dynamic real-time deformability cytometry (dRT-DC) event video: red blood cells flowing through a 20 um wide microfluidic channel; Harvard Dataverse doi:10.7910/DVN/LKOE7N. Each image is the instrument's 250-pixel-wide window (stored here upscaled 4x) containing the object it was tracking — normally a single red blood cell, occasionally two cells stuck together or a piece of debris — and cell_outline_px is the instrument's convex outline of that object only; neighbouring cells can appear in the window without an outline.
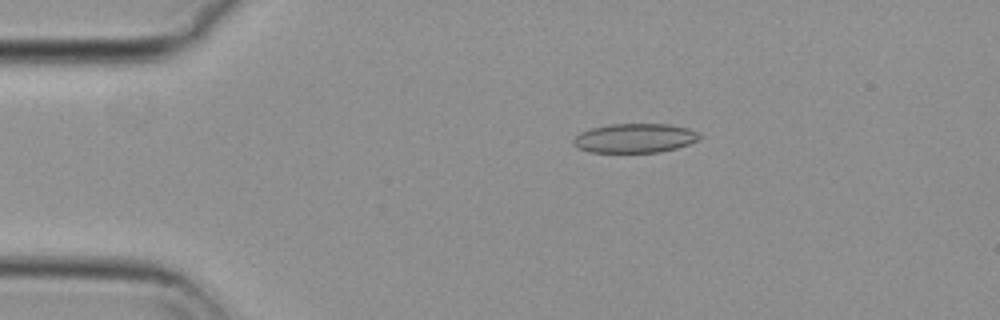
{"species": "common noctule bat (a hibernating species)", "species_latin": "Nyctalus noctula", "temperature_condition": "cold", "stored_images_in_passage": 54, "camera_frame_rate_fps": 3000, "um_per_image_px": 0.085, "animal": {"sex": "female", "body_mass_g": 29.2, "forearm_length_mm": 56.3}, "frame": {"image": 1, "passage_image": 9, "time_ms": 2.667, "image_size_px": [1000, 320], "cell_outline_px": [[700, 140], [676, 148], [660, 152], [588, 152], [576, 148], [572, 144], [572, 140], [580, 132], [592, 128], [608, 124], [668, 124], [688, 128], [696, 132], [700, 136]], "centroid_in_image_um": [53.92, 11.74], "position_along_channel_um": 31.1, "area_um2": 21.56}}
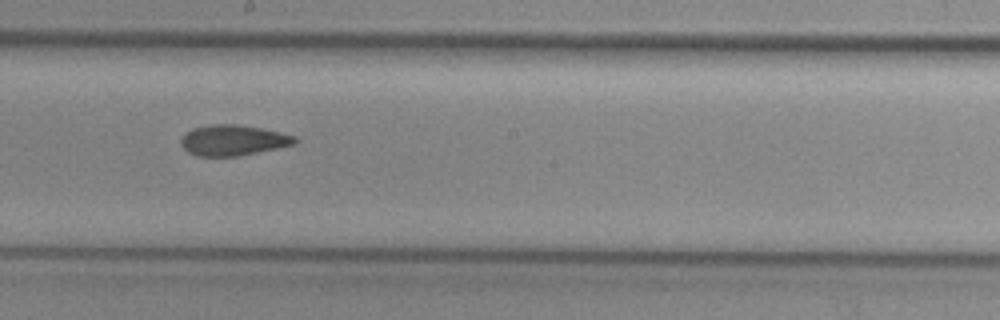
{"frame": {"image": 2, "passage_image": 29, "time_ms": 9.333, "image_size_px": [1000, 320], "cell_outline_px": [[296, 144], [236, 156], [196, 156], [188, 152], [180, 144], [180, 136], [192, 128], [208, 124], [236, 124], [260, 128], [280, 132], [296, 136]], "centroid_in_image_um": [19.75, 11.91], "position_along_channel_um": 228.4, "area_um2": 20.35}}
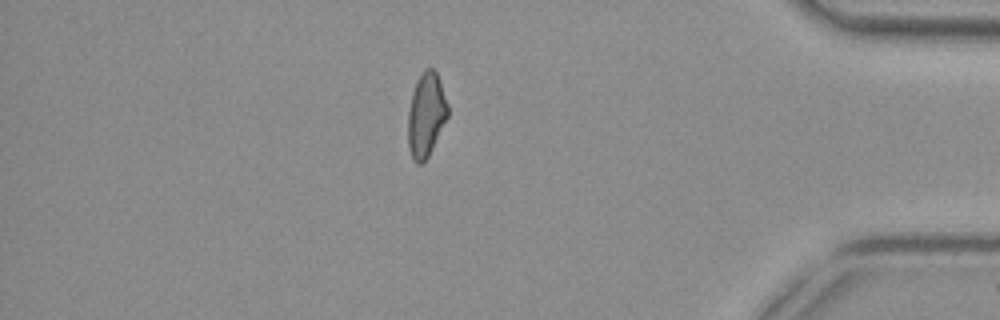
{"frame": {"image": 3, "passage_image": 46, "time_ms": 15.0, "image_size_px": [1000, 320], "cell_outline_px": [[448, 116], [428, 156], [420, 164], [416, 164], [412, 160], [408, 144], [408, 112], [412, 92], [416, 80], [424, 68], [432, 68], [436, 72], [440, 80], [448, 104]], "centroid_in_image_um": [36.21, 9.74], "position_along_channel_um": 399.0, "area_um2": 19.54}, "authors_computed_cell_mechanics": {"area_um2": 20.6057, "velocity_mm_per_s": 3.7002, "shape_relaxation_time_tau1_ms": null, "shape_relaxation_time_tau2_ms": 4.7455, "deformation_change_tau1": null, "deformation_change_tau2": 0.1092}}